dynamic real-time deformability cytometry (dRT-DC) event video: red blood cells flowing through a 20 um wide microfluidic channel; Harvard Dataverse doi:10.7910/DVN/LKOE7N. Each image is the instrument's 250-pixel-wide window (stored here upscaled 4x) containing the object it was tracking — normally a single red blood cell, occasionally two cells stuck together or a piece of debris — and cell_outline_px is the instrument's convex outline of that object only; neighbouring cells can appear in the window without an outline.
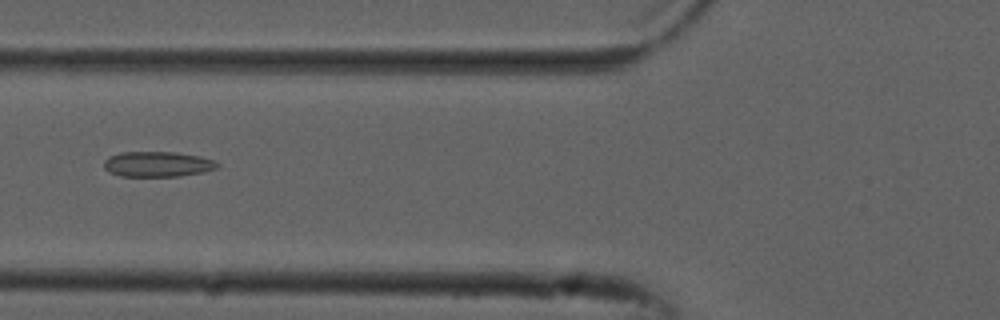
{"species": "common noctule bat (a hibernating species)", "species_latin": "Nyctalus noctula", "temperature_condition": "cold", "stored_images_in_passage": 37, "camera_frame_rate_fps": 3000, "um_per_image_px": 0.085, "animal": {"sex": "male", "forearm_length_mm": 52.5}, "frame": {"image": 1, "passage_image": 4, "time_ms": 1.0, "image_size_px": [1000, 320], "cell_outline_px": [[220, 164], [216, 168], [204, 172], [180, 176], [120, 176], [108, 172], [104, 168], [104, 160], [120, 152], [176, 152], [200, 156], [216, 160]], "centroid_in_image_um": [13.42, 13.95], "position_along_channel_um": 112.4, "area_um2": 16.82}}
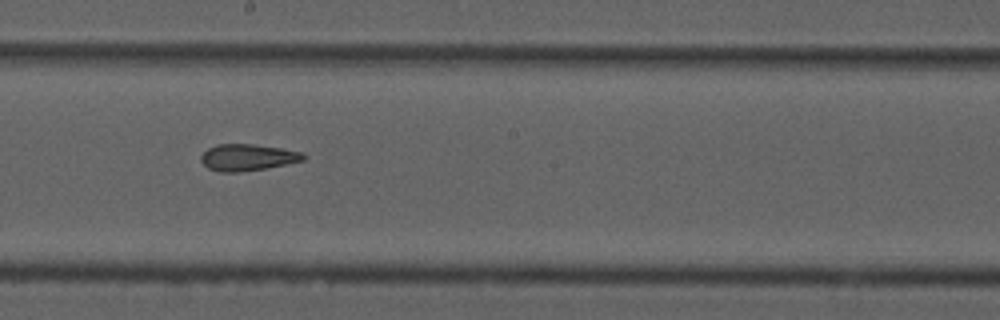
{"frame": {"image": 2, "passage_image": 13, "time_ms": 4.0, "image_size_px": [1000, 320], "cell_outline_px": [[308, 156], [304, 160], [264, 168], [236, 172], [220, 172], [208, 168], [200, 160], [200, 156], [208, 148], [220, 144], [252, 144], [280, 148], [304, 152]], "centroid_in_image_um": [21.05, 13.37], "position_along_channel_um": 227.1, "area_um2": 15.72}}
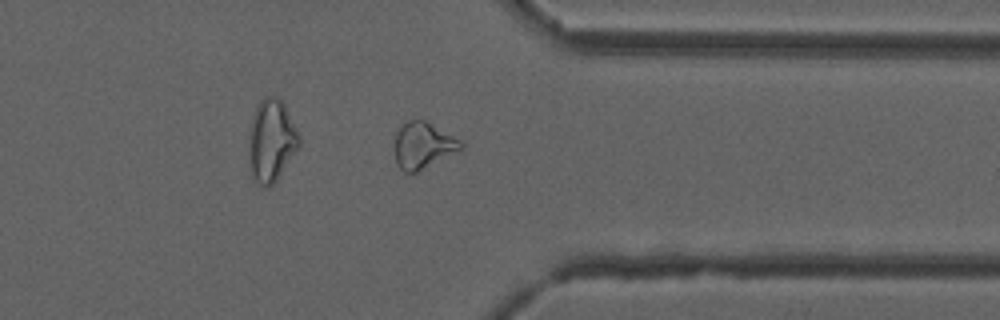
{"frame": {"image": 3, "passage_image": 25, "time_ms": 8.0, "image_size_px": [1000, 320], "cell_outline_px": [[464, 148], [416, 172], [404, 172], [396, 164], [396, 132], [408, 120], [424, 120], [464, 140]], "centroid_in_image_um": [36.01, 12.35], "position_along_channel_um": 375.4, "area_um2": 17.74}}